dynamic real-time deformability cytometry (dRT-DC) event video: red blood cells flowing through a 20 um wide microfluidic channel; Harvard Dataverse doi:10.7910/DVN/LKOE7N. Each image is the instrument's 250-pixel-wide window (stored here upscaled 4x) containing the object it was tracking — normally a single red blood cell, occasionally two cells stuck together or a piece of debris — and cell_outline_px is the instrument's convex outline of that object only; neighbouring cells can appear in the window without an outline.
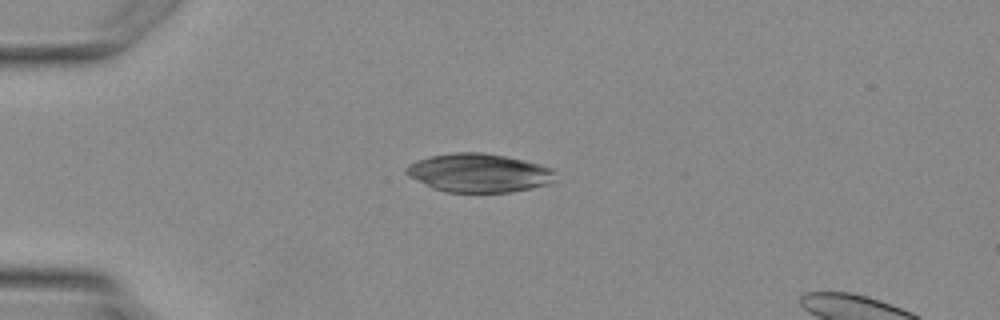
{"species": "Egyptian fruit bat (a non-hibernating species)", "species_latin": "Rousettus aegyptiacus", "temperature_condition": "warm", "stored_images_in_passage": 2, "camera_frame_rate_fps": 3000, "um_per_image_px": 0.085, "animal": {"sex": "female"}, "frame": {"image": 1, "passage_image": 2, "time_ms": 1.667, "image_size_px": [1000, 320], "cell_outline_px": [[556, 172], [552, 184], [512, 192], [444, 192], [432, 188], [408, 176], [404, 172], [404, 168], [408, 164], [416, 160], [432, 156], [452, 152], [484, 152], [524, 160], [540, 164], [552, 168]], "centroid_in_image_um": [40.71, 14.7], "position_along_channel_um": 44.3, "area_um2": 33.93}}